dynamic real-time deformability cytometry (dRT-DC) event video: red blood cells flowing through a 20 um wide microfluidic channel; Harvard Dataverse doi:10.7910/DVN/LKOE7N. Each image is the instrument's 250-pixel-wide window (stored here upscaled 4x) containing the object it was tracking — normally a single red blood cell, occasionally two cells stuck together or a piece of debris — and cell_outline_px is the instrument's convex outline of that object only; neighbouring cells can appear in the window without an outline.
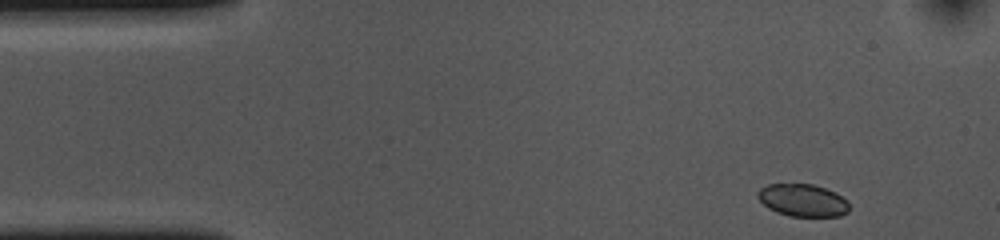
{"species": "common noctule bat (a hibernating species)", "species_latin": "Nyctalus noctula", "temperature_condition": "cold", "stored_images_in_passage": 50, "camera_frame_rate_fps": 3000, "um_per_image_px": 0.085, "animal": {"sex": "female", "body_mass_g": 10.0, "forearm_length_mm": 53.1}, "frame": {"image": 1, "passage_image": 1, "time_ms": 0.0, "image_size_px": [1000, 240], "cell_outline_px": [[848, 212], [840, 216], [788, 216], [776, 212], [768, 208], [756, 196], [756, 192], [760, 188], [768, 184], [812, 184], [836, 192], [848, 200]], "centroid_in_image_um": [68.22, 17.02], "position_along_channel_um": 16.8, "area_um2": 17.4}}
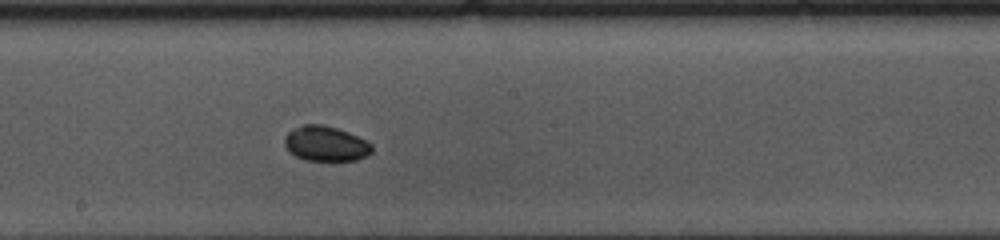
{"frame": {"image": 2, "passage_image": 24, "time_ms": 7.667, "image_size_px": [1000, 240], "cell_outline_px": [[372, 152], [368, 156], [356, 160], [304, 160], [288, 152], [284, 144], [284, 136], [288, 132], [304, 124], [320, 124], [336, 128], [348, 132], [368, 140], [372, 144]], "centroid_in_image_um": [27.7, 12.22], "position_along_channel_um": 220.5, "area_um2": 17.98}}
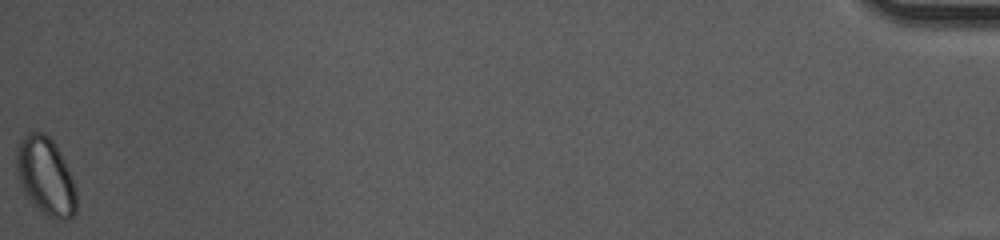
{"frame": {"image": 3, "passage_image": 50, "time_ms": 16.333, "image_size_px": [1000, 240], "cell_outline_px": [[76, 212], [68, 220], [52, 220], [28, 196], [16, 172], [16, 148], [20, 140], [28, 132], [44, 132], [56, 144], [72, 176], [76, 188]], "centroid_in_image_um": [3.91, 14.96], "position_along_channel_um": 431.3, "area_um2": 26.93}}